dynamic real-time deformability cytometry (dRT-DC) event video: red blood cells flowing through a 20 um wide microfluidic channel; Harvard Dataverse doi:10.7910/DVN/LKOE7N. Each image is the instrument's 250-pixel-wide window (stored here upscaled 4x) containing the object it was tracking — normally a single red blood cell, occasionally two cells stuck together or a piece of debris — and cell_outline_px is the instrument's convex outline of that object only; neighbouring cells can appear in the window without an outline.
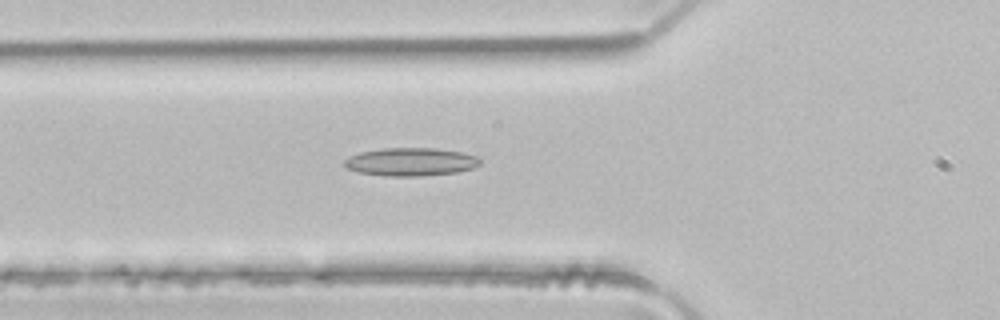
{"species": "common noctule bat (a hibernating species)", "species_latin": "Nyctalus noctula", "temperature_condition": "room temperature", "stored_images_in_passage": 34, "camera_frame_rate_fps": 3000, "um_per_image_px": 0.085, "animal": {"sex": "male", "body_mass_g": 21.5, "forearm_length_mm": 52.0}, "frame": {"image": 1, "passage_image": 2, "time_ms": 0.333, "image_size_px": [1000, 320], "cell_outline_px": [[480, 164], [472, 168], [456, 172], [420, 176], [384, 176], [360, 172], [344, 168], [344, 160], [348, 156], [360, 152], [384, 148], [432, 148], [464, 152], [476, 156], [480, 160]], "centroid_in_image_um": [34.88, 13.75], "position_along_channel_um": 90.9, "area_um2": 22.25}}
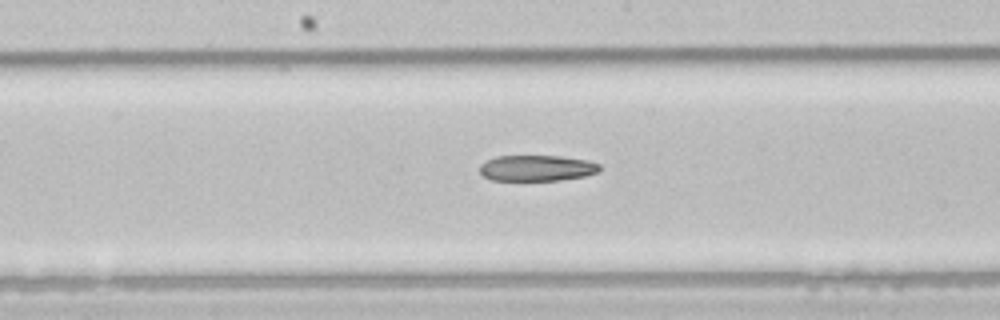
{"frame": {"image": 2, "passage_image": 10, "time_ms": 3.0, "image_size_px": [1000, 320], "cell_outline_px": [[600, 168], [596, 172], [584, 176], [560, 180], [492, 180], [484, 176], [480, 172], [480, 164], [496, 156], [560, 156], [588, 160], [600, 164]], "centroid_in_image_um": [45.62, 14.28], "position_along_channel_um": 202.6, "area_um2": 17.98}}
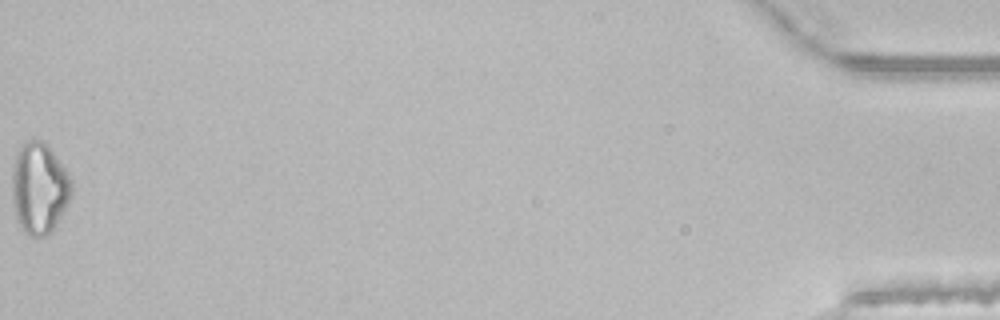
{"frame": {"image": 3, "passage_image": 34, "time_ms": 11.0, "image_size_px": [1000, 320], "cell_outline_px": [[72, 192], [68, 204], [48, 236], [28, 236], [24, 232], [16, 220], [12, 200], [12, 164], [16, 152], [24, 140], [32, 136], [40, 140], [52, 152], [64, 168], [72, 180]], "centroid_in_image_um": [3.29, 15.98], "position_along_channel_um": 431.9, "area_um2": 31.96}}